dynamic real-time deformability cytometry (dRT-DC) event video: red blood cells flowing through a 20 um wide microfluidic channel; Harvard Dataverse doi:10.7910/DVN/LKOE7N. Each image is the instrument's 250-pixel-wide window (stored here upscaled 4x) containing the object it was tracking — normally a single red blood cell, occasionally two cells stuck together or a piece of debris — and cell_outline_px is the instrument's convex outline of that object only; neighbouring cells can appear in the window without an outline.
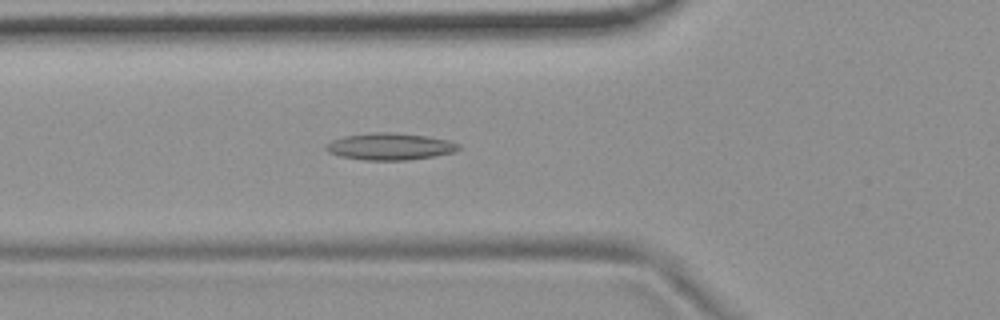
{"species": "common noctule bat (a hibernating species)", "species_latin": "Nyctalus noctula", "temperature_condition": "room temperature", "stored_images_in_passage": 55, "camera_frame_rate_fps": 3000, "um_per_image_px": 0.085, "animal": {"sex": "female", "body_mass_g": 19.9}, "frame": {"image": 1, "passage_image": 20, "time_ms": 6.333, "image_size_px": [1000, 320], "cell_outline_px": [[460, 148], [452, 152], [432, 156], [408, 160], [364, 160], [340, 156], [328, 152], [324, 148], [324, 144], [332, 140], [344, 136], [372, 132], [392, 132], [428, 136], [448, 140], [460, 144]], "centroid_in_image_um": [33.1, 12.44], "position_along_channel_um": 92.7, "area_um2": 20.81}}
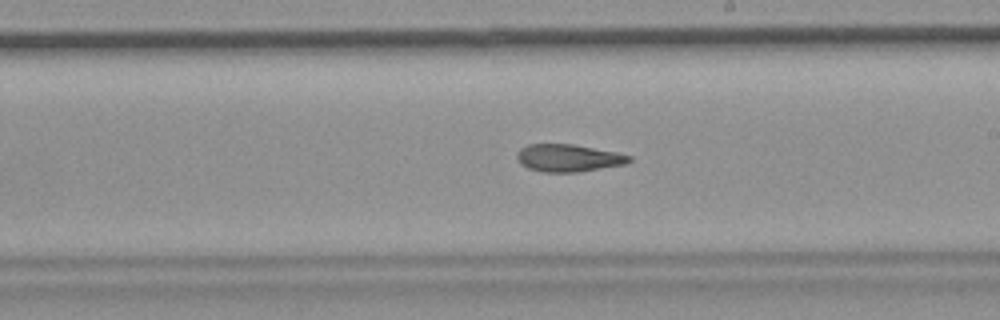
{"frame": {"image": 2, "passage_image": 32, "time_ms": 10.333, "image_size_px": [1000, 320], "cell_outline_px": [[632, 160], [628, 164], [580, 172], [540, 172], [528, 168], [520, 164], [516, 156], [516, 152], [520, 148], [528, 144], [572, 144], [616, 152], [632, 156]], "centroid_in_image_um": [48.31, 13.44], "position_along_channel_um": 240.7, "area_um2": 18.21}}
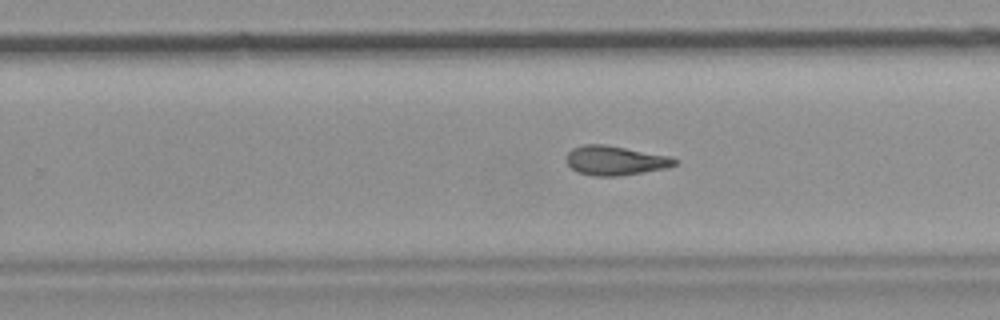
{"frame": {"image": 3, "passage_image": 35, "time_ms": 11.333, "image_size_px": [1000, 320], "cell_outline_px": [[680, 160], [676, 164], [664, 168], [616, 176], [592, 176], [580, 172], [572, 168], [564, 160], [568, 152], [572, 148], [584, 144], [604, 144], [668, 156]], "centroid_in_image_um": [52.24, 13.63], "position_along_channel_um": 277.6, "area_um2": 18.26}, "authors_computed_cell_mechanics": {"area_um2": 19.0162, "velocity_mm_per_s": 3.6935, "shape_relaxation_time_tau1_ms": null, "shape_relaxation_time_tau2_ms": 3.9674, "deformation_change_tau1": null, "deformation_change_tau2": 0.1314}}